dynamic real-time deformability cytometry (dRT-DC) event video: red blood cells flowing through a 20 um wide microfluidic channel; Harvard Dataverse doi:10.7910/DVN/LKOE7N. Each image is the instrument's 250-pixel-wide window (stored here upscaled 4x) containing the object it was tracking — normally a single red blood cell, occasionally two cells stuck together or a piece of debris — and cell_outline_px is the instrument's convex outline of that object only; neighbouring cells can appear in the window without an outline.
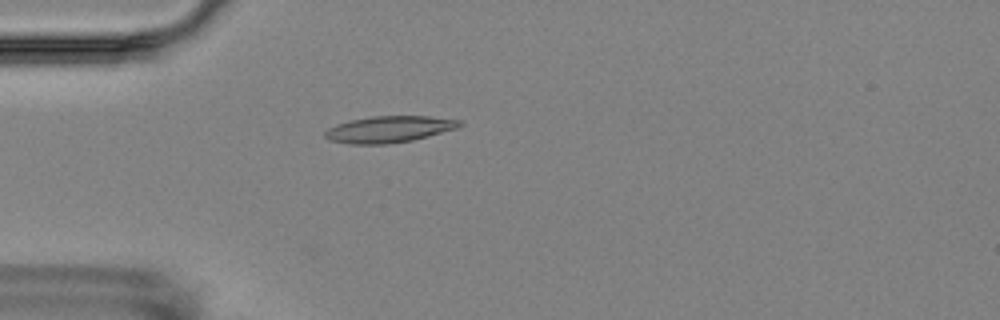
{"species": "Egyptian fruit bat (a non-hibernating species)", "species_latin": "Rousettus aegyptiacus", "temperature_condition": "room temperature", "stored_images_in_passage": 6, "camera_frame_rate_fps": 3000, "um_per_image_px": 0.085, "animal": {"sex": "female"}, "frame": {"image": 1, "passage_image": 5, "time_ms": 5.0, "image_size_px": [1000, 320], "cell_outline_px": [[464, 124], [460, 128], [412, 140], [388, 144], [348, 144], [328, 140], [324, 136], [324, 132], [328, 128], [336, 124], [352, 120], [372, 116], [428, 116], [460, 120]], "centroid_in_image_um": [33.08, 10.99], "position_along_channel_um": 51.9, "area_um2": 20.92}}